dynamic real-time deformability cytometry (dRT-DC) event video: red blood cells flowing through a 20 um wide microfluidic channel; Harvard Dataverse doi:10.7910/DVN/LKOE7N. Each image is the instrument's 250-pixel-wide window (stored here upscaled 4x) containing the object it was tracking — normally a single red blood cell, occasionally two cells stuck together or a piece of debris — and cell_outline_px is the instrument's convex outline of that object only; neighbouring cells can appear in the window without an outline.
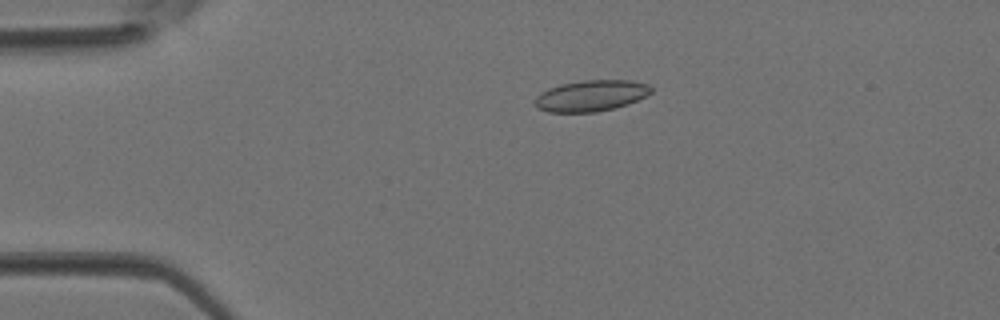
{"species": "Egyptian fruit bat (a non-hibernating species)", "species_latin": "Rousettus aegyptiacus", "temperature_condition": "room temperature", "stored_images_in_passage": 4, "camera_frame_rate_fps": 3000, "um_per_image_px": 0.085, "animal": {"sex": "female"}, "frame": {"image": 1, "passage_image": 2, "time_ms": 0.333, "image_size_px": [1000, 320], "cell_outline_px": [[652, 92], [628, 104], [596, 112], [548, 112], [536, 108], [536, 96], [540, 92], [548, 88], [560, 84], [584, 80], [632, 80], [648, 84], [652, 88]], "centroid_in_image_um": [50.22, 8.13], "position_along_channel_um": 34.8, "area_um2": 21.04}}
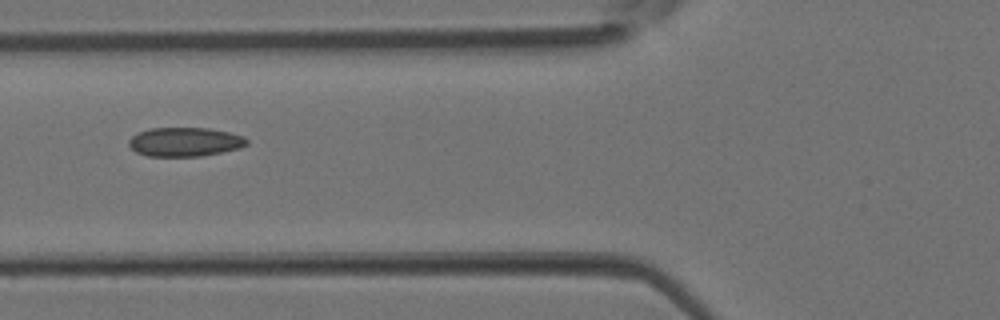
{"frame": {"image": 2, "passage_image": 4, "time_ms": 1.0, "image_size_px": [1000, 320], "cell_outline_px": [[248, 144], [240, 148], [200, 156], [148, 156], [136, 152], [128, 144], [128, 140], [136, 132], [148, 128], [208, 128], [228, 132], [244, 136], [248, 140]], "centroid_in_image_um": [15.69, 12.05], "position_along_channel_um": 110.1, "area_um2": 20.0}}